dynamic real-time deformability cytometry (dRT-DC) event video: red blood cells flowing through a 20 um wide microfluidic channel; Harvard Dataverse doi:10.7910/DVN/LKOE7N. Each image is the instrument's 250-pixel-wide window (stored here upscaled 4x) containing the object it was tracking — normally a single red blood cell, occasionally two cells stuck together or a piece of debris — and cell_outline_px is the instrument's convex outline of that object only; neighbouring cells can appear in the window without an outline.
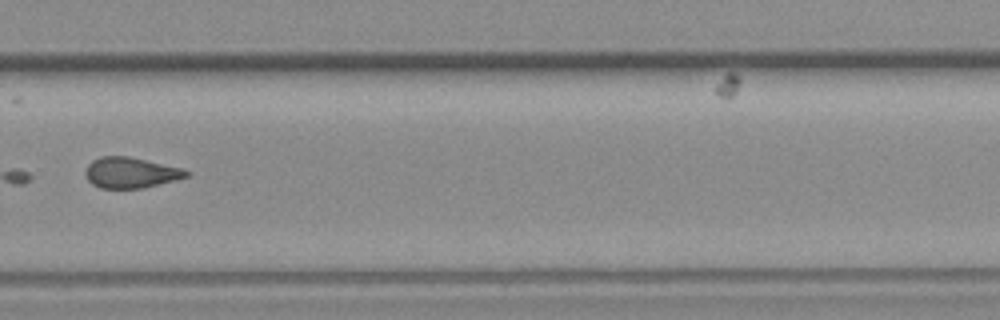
{"species": "common noctule bat (a hibernating species)", "species_latin": "Nyctalus noctula", "temperature_condition": "room temperature", "stored_images_in_passage": 10, "camera_frame_rate_fps": 3000, "um_per_image_px": 0.085, "animal": {"sex": "female", "body_mass_g": 19.3, "forearm_length_mm": 54.1}, "frame": {"image": 1, "passage_image": 10, "time_ms": 10.667, "image_size_px": [1000, 320], "cell_outline_px": [[192, 172], [188, 176], [176, 180], [144, 188], [100, 188], [92, 184], [88, 180], [84, 172], [88, 164], [92, 160], [100, 156], [128, 156], [184, 168]], "centroid_in_image_um": [11.13, 14.67], "position_along_channel_um": 318.7, "area_um2": 18.26}}